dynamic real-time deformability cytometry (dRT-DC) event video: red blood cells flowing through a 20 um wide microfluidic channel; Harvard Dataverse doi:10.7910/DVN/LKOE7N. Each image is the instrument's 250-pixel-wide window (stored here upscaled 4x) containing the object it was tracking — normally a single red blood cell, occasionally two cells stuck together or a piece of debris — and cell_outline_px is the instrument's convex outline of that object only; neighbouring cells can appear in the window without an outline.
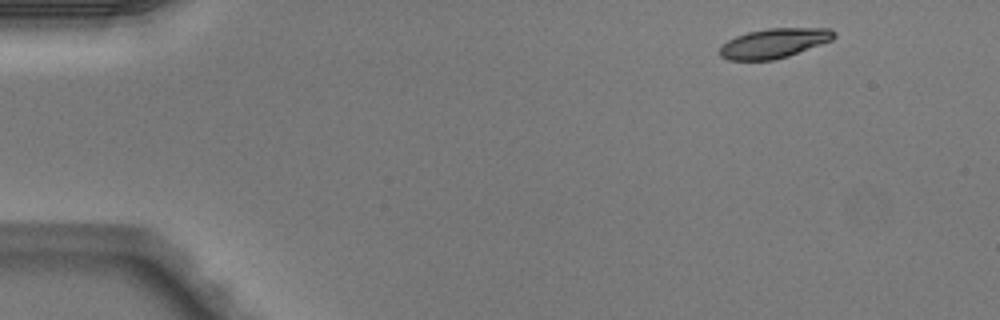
{"species": "Egyptian fruit bat (a non-hibernating species)", "species_latin": "Rousettus aegyptiacus", "temperature_condition": "warm", "stored_images_in_passage": 3, "camera_frame_rate_fps": 3000, "um_per_image_px": 0.085, "animal": {"sex": "male"}, "frame": {"image": 1, "passage_image": 1, "time_ms": 0.0, "image_size_px": [1000, 320], "cell_outline_px": [[836, 36], [832, 40], [788, 56], [772, 60], [728, 60], [720, 56], [720, 44], [736, 36], [748, 32], [768, 28], [832, 28], [836, 32]], "centroid_in_image_um": [65.79, 3.66], "position_along_channel_um": 19.2, "area_um2": 19.77}}
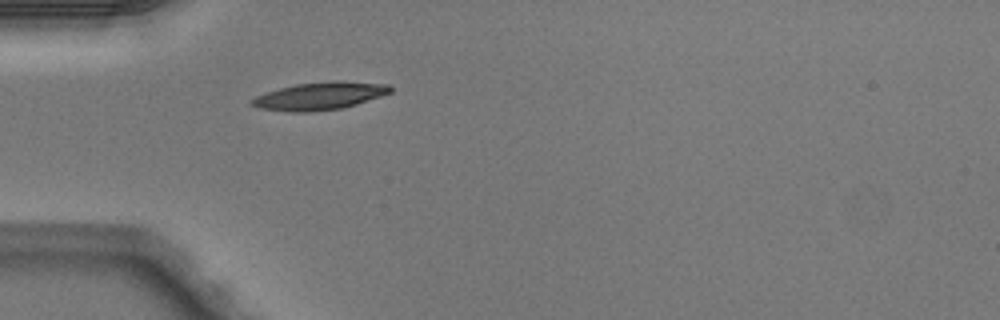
{"frame": {"image": 2, "passage_image": 3, "time_ms": 0.667, "image_size_px": [1000, 320], "cell_outline_px": [[392, 92], [356, 104], [340, 108], [312, 112], [292, 112], [260, 108], [248, 104], [248, 100], [256, 96], [280, 88], [296, 84], [332, 80], [340, 80], [388, 84], [392, 88]], "centroid_in_image_um": [27.16, 8.15], "position_along_channel_um": 57.8, "area_um2": 22.37}}